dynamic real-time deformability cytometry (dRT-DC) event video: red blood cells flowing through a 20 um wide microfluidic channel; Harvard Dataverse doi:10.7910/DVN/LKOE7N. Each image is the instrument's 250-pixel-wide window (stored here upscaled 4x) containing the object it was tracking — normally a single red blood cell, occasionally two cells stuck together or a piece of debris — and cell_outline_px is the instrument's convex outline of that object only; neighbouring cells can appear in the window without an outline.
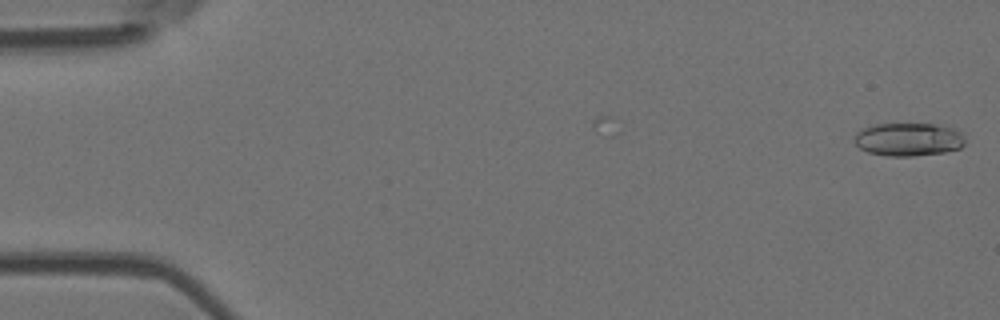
{"species": "Egyptian fruit bat (a non-hibernating species)", "species_latin": "Rousettus aegyptiacus", "temperature_condition": "room temperature", "stored_images_in_passage": 2, "camera_frame_rate_fps": 3000, "um_per_image_px": 0.085, "animal": {"sex": "female"}, "frame": {"image": 1, "passage_image": 2, "time_ms": 1.0, "image_size_px": [1000, 320], "cell_outline_px": [[964, 144], [960, 148], [944, 152], [912, 156], [888, 156], [868, 152], [860, 148], [852, 140], [856, 132], [860, 128], [872, 124], [948, 124], [960, 132], [964, 136]], "centroid_in_image_um": [77.2, 11.83], "position_along_channel_um": 7.8, "area_um2": 21.79}}